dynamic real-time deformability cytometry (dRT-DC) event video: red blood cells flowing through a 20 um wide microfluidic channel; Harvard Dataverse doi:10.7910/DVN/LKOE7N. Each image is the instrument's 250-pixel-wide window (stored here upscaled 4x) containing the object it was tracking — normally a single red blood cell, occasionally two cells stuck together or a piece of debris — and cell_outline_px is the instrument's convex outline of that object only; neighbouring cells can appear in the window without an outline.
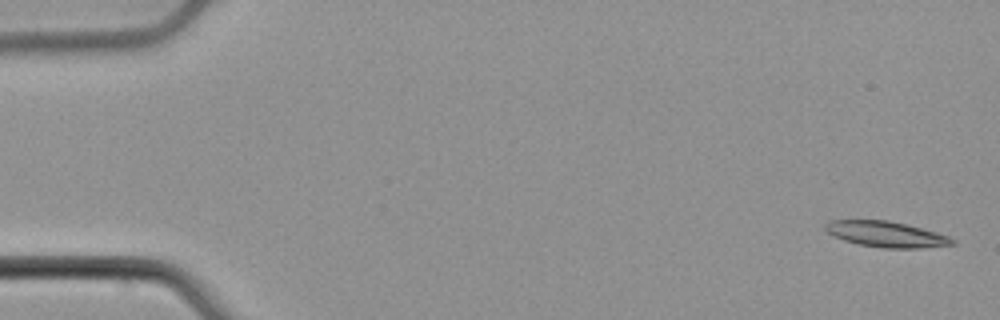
{"species": "common noctule bat (a hibernating species)", "species_latin": "Nyctalus noctula", "temperature_condition": "cold", "stored_images_in_passage": 5, "camera_frame_rate_fps": 3000, "um_per_image_px": 0.085, "animal": {"sex": "male", "body_mass_g": 21.5, "forearm_length_mm": 52.0}, "frame": {"image": 1, "passage_image": 1, "time_ms": 0.0, "image_size_px": [1000, 320], "cell_outline_px": [[956, 244], [920, 248], [884, 248], [860, 244], [844, 240], [828, 232], [824, 228], [824, 224], [828, 220], [888, 220], [936, 232], [948, 236], [956, 240]], "centroid_in_image_um": [75.33, 19.9], "position_along_channel_um": 9.7, "area_um2": 18.84}}
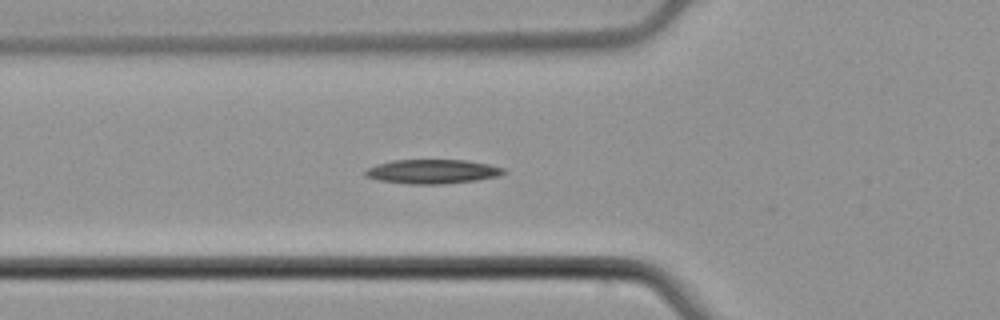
{"frame": {"image": 2, "passage_image": 5, "time_ms": 1.333, "image_size_px": [1000, 320], "cell_outline_px": [[508, 172], [496, 176], [476, 180], [444, 184], [408, 184], [380, 180], [364, 176], [364, 172], [368, 168], [376, 164], [392, 160], [468, 160], [488, 164], [504, 168]], "centroid_in_image_um": [36.75, 14.58], "position_along_channel_um": 89.1, "area_um2": 19.54}}